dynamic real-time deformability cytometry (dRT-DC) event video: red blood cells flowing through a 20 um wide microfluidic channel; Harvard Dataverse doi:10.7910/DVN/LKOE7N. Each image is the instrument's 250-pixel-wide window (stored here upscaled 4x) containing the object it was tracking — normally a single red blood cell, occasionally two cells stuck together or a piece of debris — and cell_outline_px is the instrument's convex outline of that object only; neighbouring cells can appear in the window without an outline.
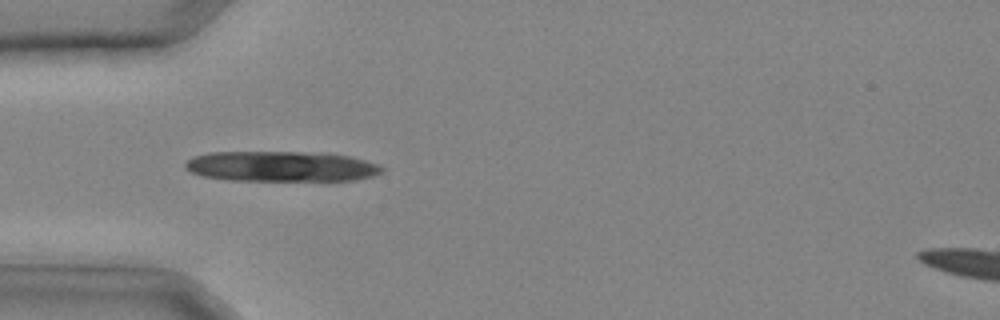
{"species": "common noctule bat (a hibernating species)", "species_latin": "Nyctalus noctula", "temperature_condition": "cold", "stored_images_in_passage": 5, "camera_frame_rate_fps": 3000, "um_per_image_px": 0.085, "animal": {"sex": "male", "body_mass_g": 20.4}, "frame": {"image": 1, "passage_image": 3, "time_ms": 0.667, "image_size_px": [1000, 320], "cell_outline_px": [[384, 172], [372, 176], [356, 180], [228, 180], [200, 176], [184, 168], [184, 164], [192, 156], [208, 152], [324, 152], [352, 156], [376, 164], [384, 168]], "centroid_in_image_um": [23.89, 14.13], "position_along_channel_um": 61.1, "area_um2": 35.08}}